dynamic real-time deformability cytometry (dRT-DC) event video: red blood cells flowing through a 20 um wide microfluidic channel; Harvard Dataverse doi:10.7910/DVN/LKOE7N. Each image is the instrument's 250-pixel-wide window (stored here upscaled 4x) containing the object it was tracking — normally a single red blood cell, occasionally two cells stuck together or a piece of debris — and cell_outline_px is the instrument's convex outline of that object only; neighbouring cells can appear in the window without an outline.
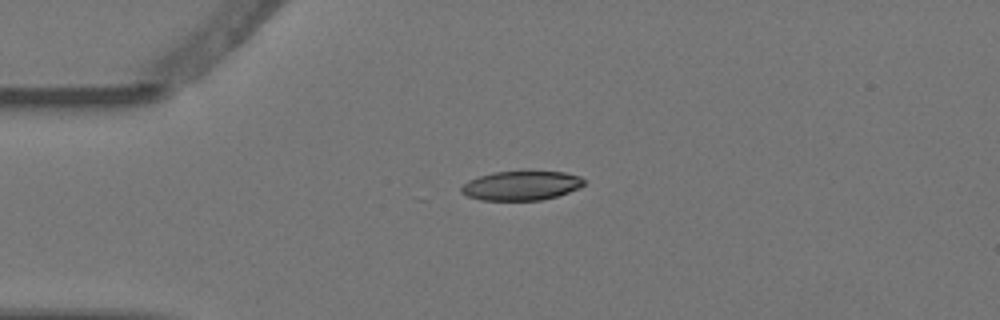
{"species": "Egyptian fruit bat (a non-hibernating species)", "species_latin": "Rousettus aegyptiacus", "temperature_condition": "warm", "stored_images_in_passage": 8, "camera_frame_rate_fps": 3000, "um_per_image_px": 0.085, "animal": {"sex": "female"}, "frame": {"image": 1, "passage_image": 1, "time_ms": 0.0, "image_size_px": [1000, 320], "cell_outline_px": [[584, 184], [580, 188], [556, 196], [540, 200], [480, 200], [468, 196], [460, 192], [460, 188], [468, 180], [492, 172], [528, 168], [564, 172], [580, 176], [584, 180]], "centroid_in_image_um": [44.32, 15.72], "position_along_channel_um": 40.7, "area_um2": 21.79}}
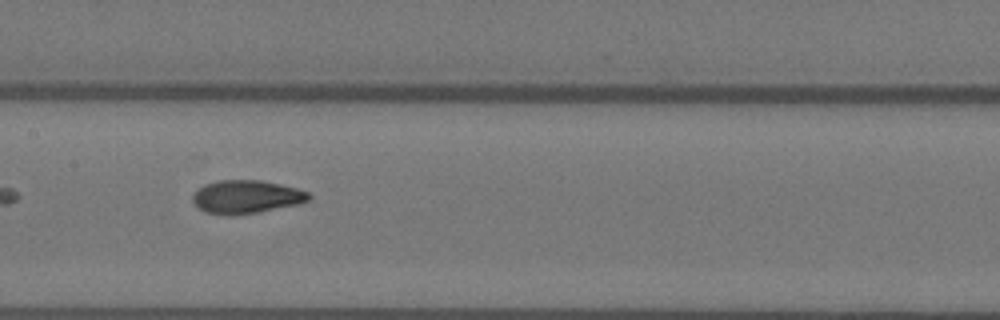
{"frame": {"image": 2, "passage_image": 5, "time_ms": 1.333, "image_size_px": [1000, 320], "cell_outline_px": [[312, 196], [308, 200], [300, 204], [260, 212], [204, 212], [192, 200], [192, 196], [204, 184], [216, 180], [260, 180], [280, 184], [296, 188], [308, 192]], "centroid_in_image_um": [21.0, 16.68], "position_along_channel_um": 186.4, "area_um2": 21.79}}
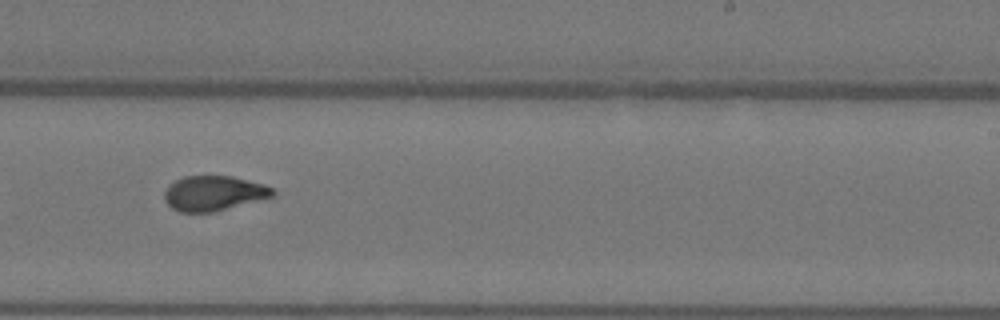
{"frame": {"image": 3, "passage_image": 7, "time_ms": 2.0, "image_size_px": [1000, 320], "cell_outline_px": [[276, 192], [272, 196], [212, 212], [180, 212], [172, 208], [164, 200], [164, 192], [168, 184], [184, 176], [232, 176], [264, 184], [272, 188]], "centroid_in_image_um": [18.12, 16.41], "position_along_channel_um": 270.9, "area_um2": 21.85}}